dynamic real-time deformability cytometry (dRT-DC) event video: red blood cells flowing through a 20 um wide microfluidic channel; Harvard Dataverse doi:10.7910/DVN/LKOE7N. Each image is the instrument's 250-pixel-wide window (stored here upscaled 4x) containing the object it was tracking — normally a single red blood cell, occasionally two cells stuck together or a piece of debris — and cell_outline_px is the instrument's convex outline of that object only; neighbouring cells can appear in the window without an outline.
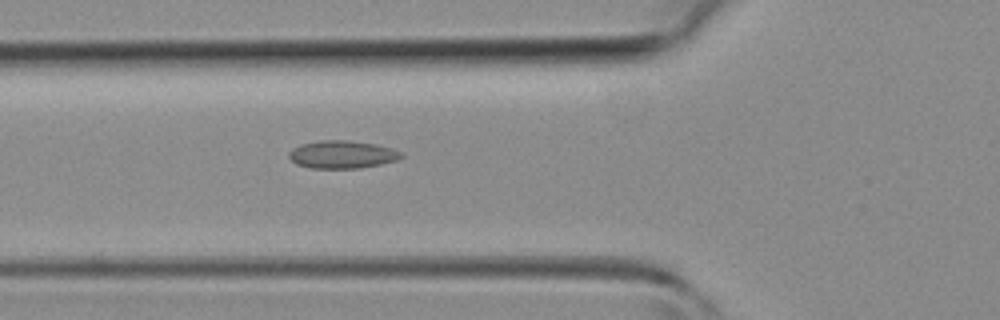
{"species": "common noctule bat (a hibernating species)", "species_latin": "Nyctalus noctula", "temperature_condition": "room temperature", "stored_images_in_passage": 41, "camera_frame_rate_fps": 3000, "um_per_image_px": 0.085, "animal": {"sex": "female", "body_mass_g": 19.3, "forearm_length_mm": 54.1}, "frame": {"image": 1, "passage_image": 15, "time_ms": 4.667, "image_size_px": [1000, 320], "cell_outline_px": [[404, 156], [396, 160], [380, 164], [360, 168], [312, 168], [296, 164], [288, 156], [288, 152], [292, 148], [300, 144], [320, 140], [348, 140], [376, 144], [392, 148], [404, 152]], "centroid_in_image_um": [29.09, 13.12], "position_along_channel_um": 96.7, "area_um2": 18.32}}
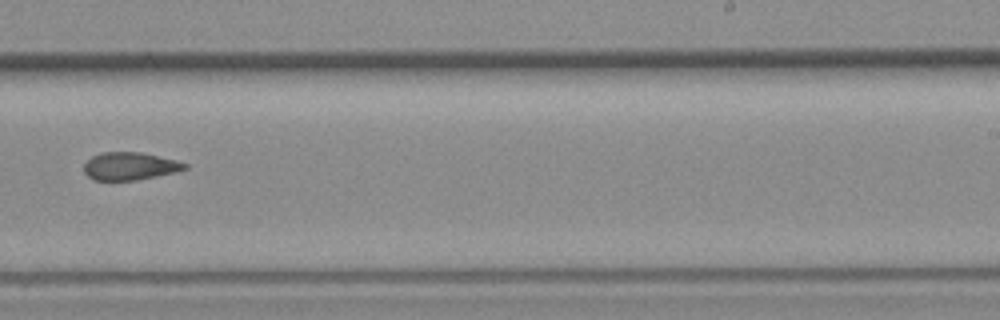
{"frame": {"image": 2, "passage_image": 26, "time_ms": 8.333, "image_size_px": [1000, 320], "cell_outline_px": [[188, 168], [176, 172], [136, 180], [92, 180], [84, 172], [84, 164], [92, 156], [100, 152], [140, 152], [176, 160], [188, 164]], "centroid_in_image_um": [11.03, 14.12], "position_along_channel_um": 278.0, "area_um2": 16.3}}
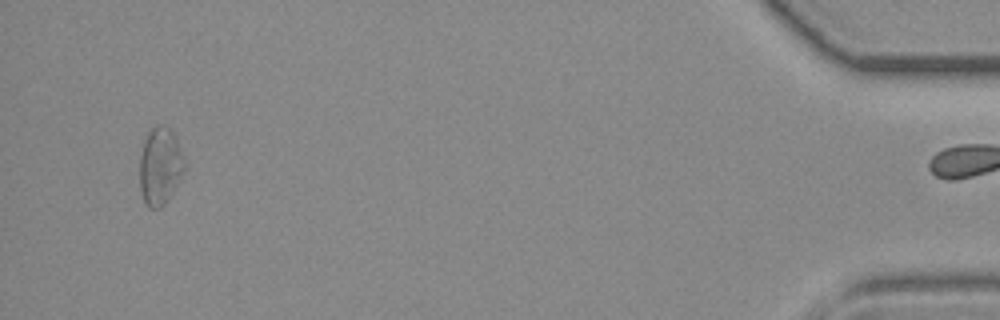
{"frame": {"image": 3, "passage_image": 40, "time_ms": 13.0, "image_size_px": [1000, 320], "cell_outline_px": [[184, 172], [172, 192], [164, 204], [160, 208], [148, 208], [144, 200], [140, 188], [140, 156], [144, 140], [148, 132], [156, 124], [164, 124], [172, 128], [176, 136], [184, 160]], "centroid_in_image_um": [13.61, 14.07], "position_along_channel_um": 421.6, "area_um2": 20.29}}